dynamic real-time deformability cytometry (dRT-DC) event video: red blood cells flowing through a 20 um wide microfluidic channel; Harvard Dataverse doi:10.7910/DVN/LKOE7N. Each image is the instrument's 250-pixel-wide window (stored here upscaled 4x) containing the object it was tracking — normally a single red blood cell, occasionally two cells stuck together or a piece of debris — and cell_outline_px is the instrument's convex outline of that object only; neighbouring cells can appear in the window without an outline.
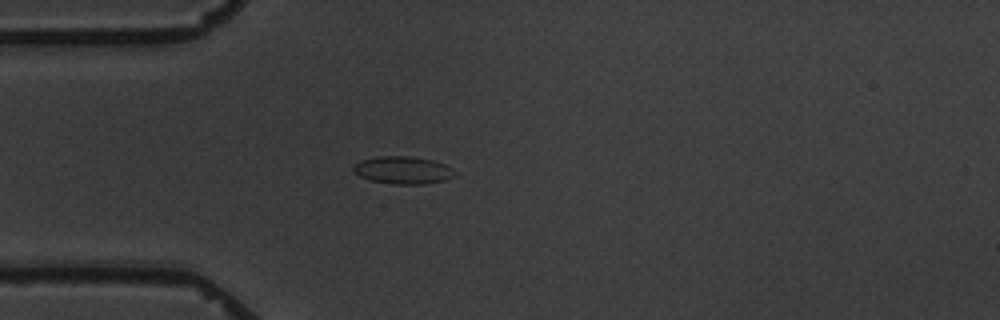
{"species": "common noctule bat (a hibernating species)", "species_latin": "Nyctalus noctula", "temperature_condition": "warm", "stored_images_in_passage": 4, "camera_frame_rate_fps": 3000, "um_per_image_px": 0.085, "animal": {"sex": "male", "body_mass_g": 19.5, "forearm_length_mm": 54.6}, "frame": {"image": 1, "passage_image": 3, "time_ms": 3.333, "image_size_px": [1000, 320], "cell_outline_px": [[456, 176], [444, 180], [424, 184], [392, 184], [368, 180], [360, 176], [352, 168], [360, 160], [376, 156], [408, 156], [432, 160], [444, 164], [452, 168], [456, 172]], "centroid_in_image_um": [34.26, 14.46], "position_along_channel_um": 50.7, "area_um2": 16.3}}